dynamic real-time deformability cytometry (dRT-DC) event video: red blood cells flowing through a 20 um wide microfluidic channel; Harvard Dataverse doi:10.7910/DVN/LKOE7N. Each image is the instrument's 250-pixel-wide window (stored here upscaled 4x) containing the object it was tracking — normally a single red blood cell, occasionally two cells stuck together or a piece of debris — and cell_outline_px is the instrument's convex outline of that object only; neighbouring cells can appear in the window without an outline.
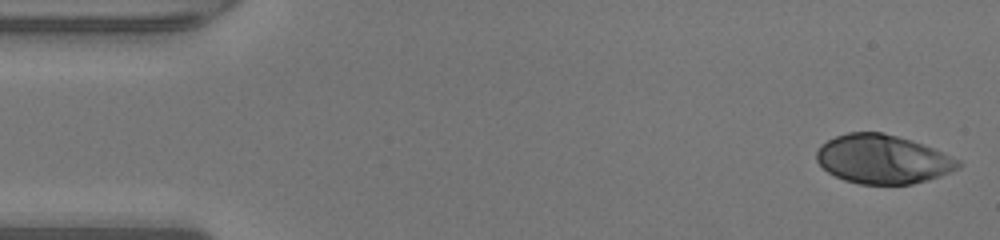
{"species": "human", "species_latin": "Homo sapiens", "temperature_condition": "warm", "stored_images_in_passage": 47, "camera_frame_rate_fps": 3000, "um_per_image_px": 0.085, "donor": {"sex": "male"}, "frame": {"image": 1, "passage_image": 1, "time_ms": 0.0, "image_size_px": [1000, 240], "cell_outline_px": [[960, 168], [940, 176], [928, 180], [912, 184], [860, 184], [844, 180], [828, 172], [816, 160], [816, 152], [820, 144], [836, 136], [848, 132], [884, 132], [912, 140], [932, 148], [960, 160]], "centroid_in_image_um": [75.02, 13.53], "position_along_channel_um": 10.0, "area_um2": 40.34}}
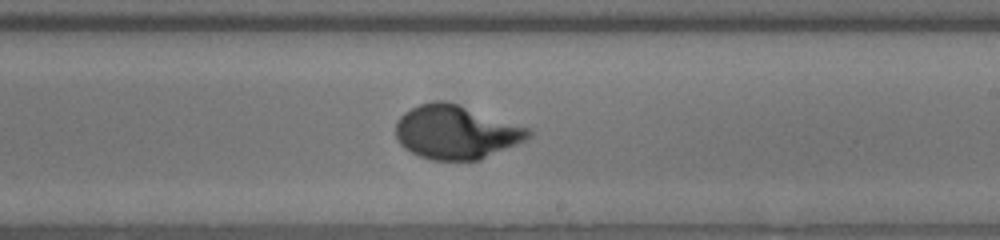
{"frame": {"image": 2, "passage_image": 27, "time_ms": 8.667, "image_size_px": [1000, 240], "cell_outline_px": [[532, 136], [528, 140], [480, 160], [432, 160], [420, 156], [404, 148], [400, 144], [396, 136], [396, 120], [404, 112], [420, 104], [436, 100], [448, 100], [532, 128]], "centroid_in_image_um": [38.81, 11.22], "position_along_channel_um": 250.2, "area_um2": 42.19}}
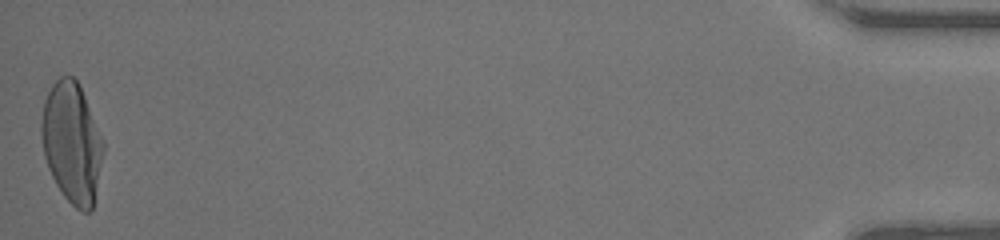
{"frame": {"image": 3, "passage_image": 47, "time_ms": 15.333, "image_size_px": [1000, 240], "cell_outline_px": [[104, 152], [92, 208], [88, 212], [84, 212], [76, 208], [64, 196], [56, 184], [48, 168], [44, 156], [40, 132], [40, 124], [44, 100], [52, 84], [60, 76], [72, 76], [80, 84], [104, 140]], "centroid_in_image_um": [6.1, 12.09], "position_along_channel_um": 429.1, "area_um2": 43.64}, "authors_computed_cell_mechanics": {"area_um2": 40.8646, "velocity_mm_per_s": 4.2817, "shape_relaxation_time_tau1_ms": 3.4803, "shape_relaxation_time_tau2_ms": null, "deformation_change_tau1": 0.2418, "deformation_change_tau2": null}}